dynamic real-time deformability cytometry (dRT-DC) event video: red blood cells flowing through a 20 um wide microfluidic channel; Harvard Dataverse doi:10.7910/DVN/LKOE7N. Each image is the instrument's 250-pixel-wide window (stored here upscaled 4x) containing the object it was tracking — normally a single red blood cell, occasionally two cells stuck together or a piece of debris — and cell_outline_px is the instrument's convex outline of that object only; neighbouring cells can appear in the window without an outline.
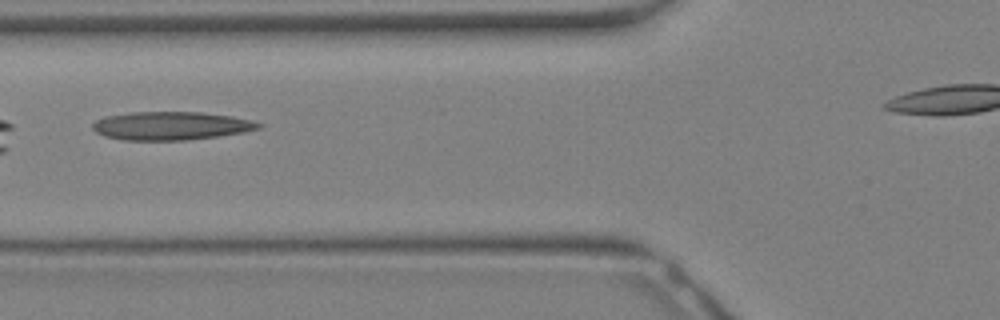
{"species": "Egyptian fruit bat (a non-hibernating species)", "species_latin": "Rousettus aegyptiacus", "temperature_condition": "warm", "stored_images_in_passage": 24, "camera_frame_rate_fps": 3000, "um_per_image_px": 0.085, "animal": {"sex": "female"}, "frame": {"image": 1, "passage_image": 8, "time_ms": 2.333, "image_size_px": [1000, 320], "cell_outline_px": [[264, 124], [260, 128], [244, 132], [188, 140], [124, 140], [104, 136], [96, 132], [92, 128], [92, 124], [96, 120], [104, 116], [132, 112], [200, 112], [232, 116]], "centroid_in_image_um": [14.5, 10.69], "position_along_channel_um": 111.3, "area_um2": 27.34}}
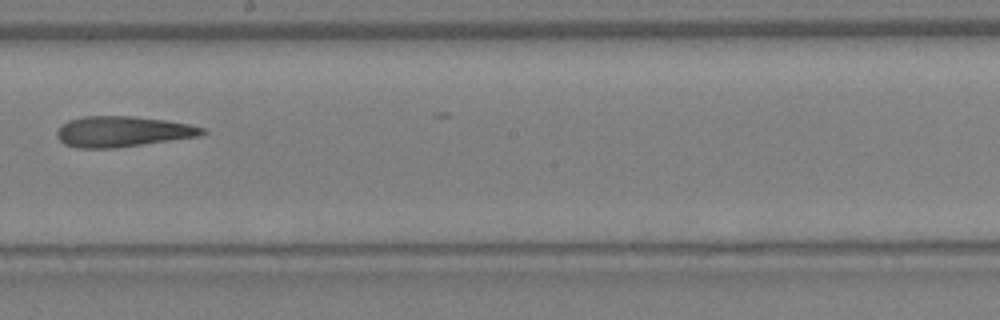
{"frame": {"image": 2, "passage_image": 14, "time_ms": 4.333, "image_size_px": [1000, 320], "cell_outline_px": [[208, 132], [200, 136], [116, 148], [76, 148], [64, 144], [56, 136], [56, 132], [68, 120], [84, 116], [132, 116], [164, 120], [188, 124], [204, 128]], "centroid_in_image_um": [10.41, 11.19], "position_along_channel_um": 237.8, "area_um2": 25.89}}